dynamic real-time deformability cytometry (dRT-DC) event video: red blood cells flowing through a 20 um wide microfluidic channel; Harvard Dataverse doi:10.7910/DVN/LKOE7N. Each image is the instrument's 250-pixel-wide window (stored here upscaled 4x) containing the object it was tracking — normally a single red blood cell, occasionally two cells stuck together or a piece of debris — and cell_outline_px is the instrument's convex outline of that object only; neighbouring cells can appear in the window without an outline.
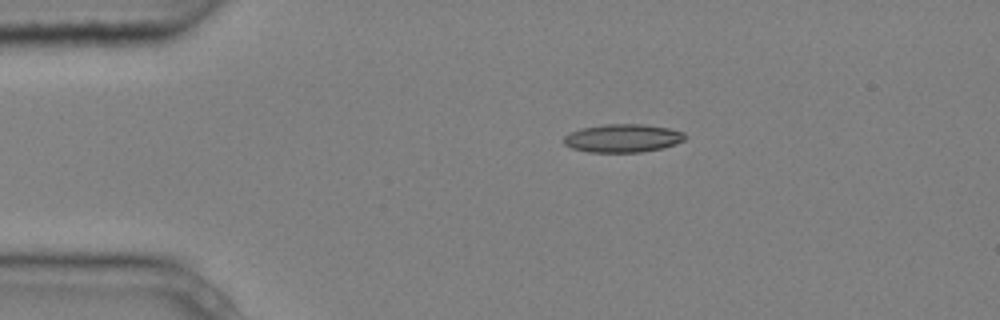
{"species": "common noctule bat (a hibernating species)", "species_latin": "Nyctalus noctula", "temperature_condition": "cold", "stored_images_in_passage": 1, "camera_frame_rate_fps": 3000, "um_per_image_px": 0.085, "animal": {"sex": "male", "body_mass_g": 20.4}, "frame": {"image": 1, "passage_image": 1, "time_ms": 0.0, "image_size_px": [1000, 320], "cell_outline_px": [[688, 136], [684, 140], [676, 144], [660, 148], [640, 152], [588, 152], [572, 148], [564, 144], [564, 136], [580, 128], [604, 124], [644, 124], [668, 128], [684, 132]], "centroid_in_image_um": [52.95, 11.74], "position_along_channel_um": 32.1, "area_um2": 19.94}}